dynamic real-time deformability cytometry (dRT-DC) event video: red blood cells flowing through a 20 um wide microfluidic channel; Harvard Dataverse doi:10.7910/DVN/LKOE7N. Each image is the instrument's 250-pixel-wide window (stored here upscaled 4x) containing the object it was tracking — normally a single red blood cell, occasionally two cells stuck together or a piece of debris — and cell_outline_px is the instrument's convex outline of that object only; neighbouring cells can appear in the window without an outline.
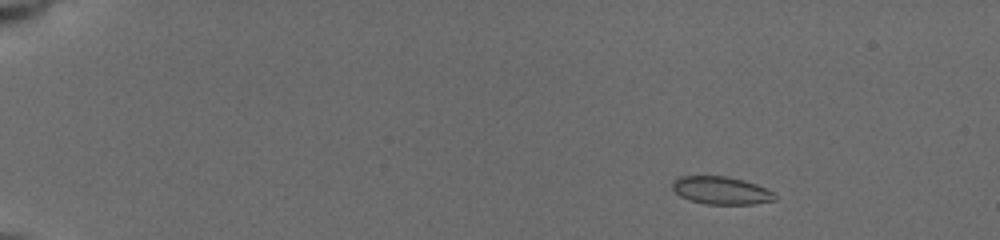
{"species": "common noctule bat (a hibernating species)", "species_latin": "Nyctalus noctula", "temperature_condition": "cold", "stored_images_in_passage": 18, "camera_frame_rate_fps": 3000, "um_per_image_px": 0.085, "animal": {"sex": "female", "body_mass_g": 19.5, "forearm_length_mm": 54.1}, "frame": {"image": 1, "passage_image": 7, "time_ms": 1.667, "image_size_px": [1000, 240], "cell_outline_px": [[776, 200], [752, 204], [704, 204], [680, 196], [672, 188], [672, 184], [676, 176], [724, 176], [744, 180], [756, 184], [772, 192], [776, 196]], "centroid_in_image_um": [61.28, 16.18], "position_along_channel_um": 23.7, "area_um2": 16.47}}
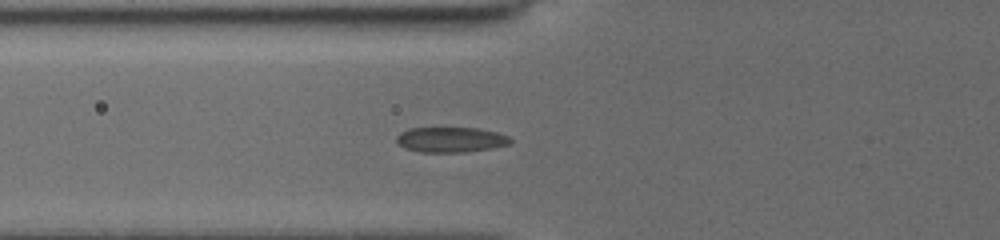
{"frame": {"image": 2, "passage_image": 15, "time_ms": 6.333, "image_size_px": [1000, 240], "cell_outline_px": [[512, 140], [508, 144], [492, 148], [464, 152], [420, 152], [404, 148], [396, 144], [396, 136], [400, 132], [408, 128], [480, 128], [496, 132], [508, 136]], "centroid_in_image_um": [38.26, 11.87], "position_along_channel_um": 87.5, "area_um2": 16.82}}
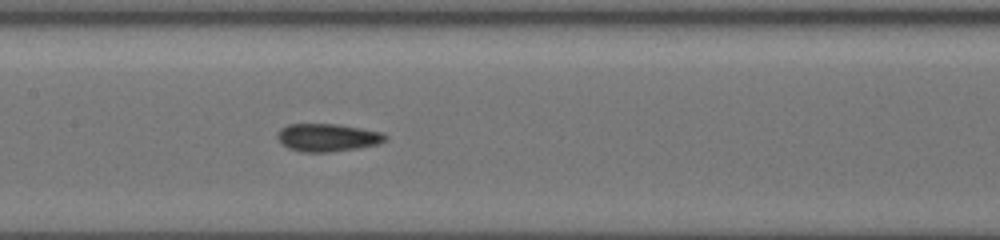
{"frame": {"image": 3, "passage_image": 18, "time_ms": 8.667, "image_size_px": [1000, 240], "cell_outline_px": [[388, 140], [376, 144], [356, 148], [328, 152], [300, 152], [288, 148], [280, 144], [276, 136], [276, 132], [280, 128], [288, 124], [336, 124], [384, 132], [388, 136]], "centroid_in_image_um": [27.8, 11.69], "position_along_channel_um": 179.6, "area_um2": 17.69}}